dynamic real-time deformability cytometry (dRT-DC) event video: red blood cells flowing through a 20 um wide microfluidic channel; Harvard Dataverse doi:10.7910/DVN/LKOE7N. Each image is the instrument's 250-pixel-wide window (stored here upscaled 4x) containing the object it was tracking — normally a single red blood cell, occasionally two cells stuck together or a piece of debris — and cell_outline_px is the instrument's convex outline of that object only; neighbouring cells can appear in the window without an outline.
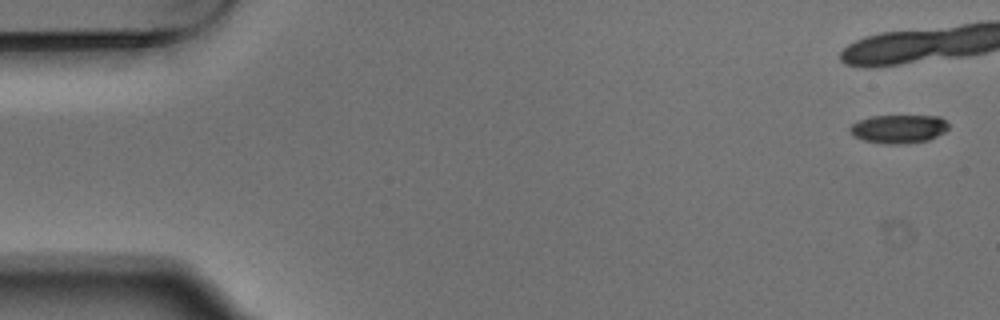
{"species": "Egyptian fruit bat (a non-hibernating species)", "species_latin": "Rousettus aegyptiacus", "temperature_condition": "warm", "stored_images_in_passage": 5, "camera_frame_rate_fps": 3000, "um_per_image_px": 0.085, "animal": {"sex": "male"}, "frame": {"image": 1, "passage_image": 1, "time_ms": 0.0, "image_size_px": [1000, 320], "cell_outline_px": [[948, 128], [944, 132], [928, 140], [900, 144], [884, 144], [864, 140], [856, 136], [848, 128], [852, 124], [860, 120], [872, 116], [940, 116], [948, 124]], "centroid_in_image_um": [76.4, 10.95], "position_along_channel_um": 8.6, "area_um2": 16.13}}
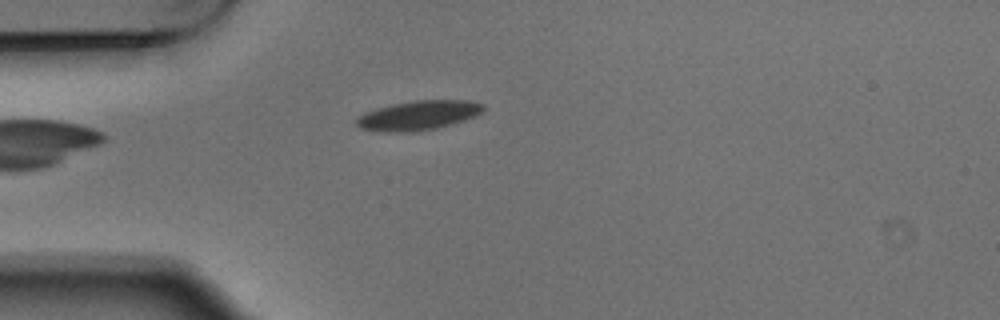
{"frame": {"image": 2, "passage_image": 5, "time_ms": 1.333, "image_size_px": [1000, 320], "cell_outline_px": [[484, 108], [476, 116], [452, 124], [436, 128], [416, 132], [380, 132], [360, 128], [356, 124], [356, 120], [364, 112], [392, 104], [416, 100], [468, 100], [484, 104]], "centroid_in_image_um": [35.56, 9.81], "position_along_channel_um": 49.4, "area_um2": 21.79}}